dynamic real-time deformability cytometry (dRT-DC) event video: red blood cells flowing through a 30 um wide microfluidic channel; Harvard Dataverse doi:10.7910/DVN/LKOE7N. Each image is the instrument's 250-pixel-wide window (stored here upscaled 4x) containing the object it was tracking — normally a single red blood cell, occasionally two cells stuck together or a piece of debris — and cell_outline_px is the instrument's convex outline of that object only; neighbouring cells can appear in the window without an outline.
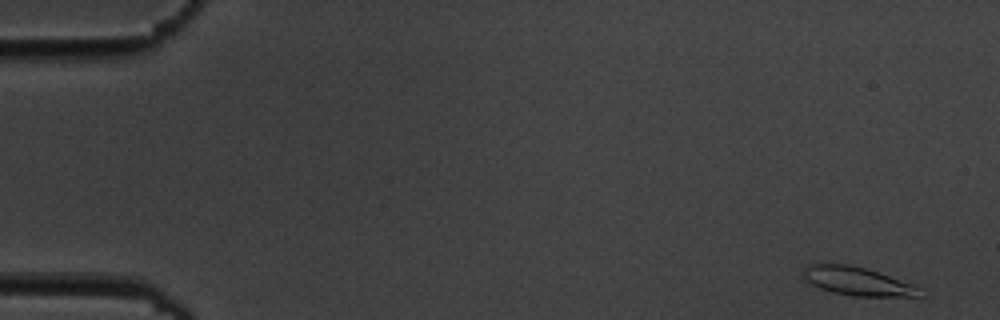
{"species": "common noctule bat (a hibernating species)", "species_latin": "Nyctalus noctula", "temperature_condition": "cold", "stored_images_in_passage": 5, "camera_frame_rate_fps": 3000, "um_per_image_px": 0.085, "animal": {"sex": "male", "body_mass_g": 19.5, "forearm_length_mm": 54.6}, "frame": {"image": 1, "passage_image": 1, "time_ms": 0.0, "image_size_px": [1000, 320], "cell_outline_px": [[924, 296], [856, 296], [832, 292], [820, 288], [804, 280], [804, 268], [808, 264], [848, 264], [864, 268], [912, 284], [920, 288]], "centroid_in_image_um": [72.86, 23.91], "position_along_channel_um": 12.1, "area_um2": 18.96}}
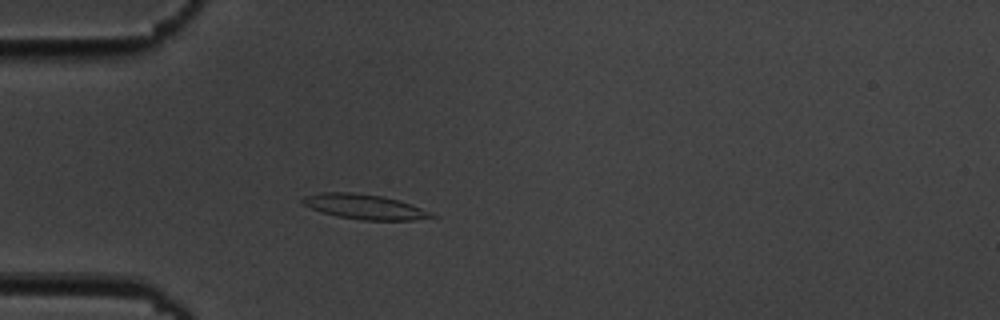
{"frame": {"image": 2, "passage_image": 5, "time_ms": 4.667, "image_size_px": [1000, 320], "cell_outline_px": [[440, 216], [412, 220], [360, 220], [336, 216], [320, 212], [304, 204], [300, 200], [304, 196], [320, 192], [352, 192], [384, 196], [412, 204], [432, 212]], "centroid_in_image_um": [31.0, 17.57], "position_along_channel_um": 54.0, "area_um2": 18.9}}